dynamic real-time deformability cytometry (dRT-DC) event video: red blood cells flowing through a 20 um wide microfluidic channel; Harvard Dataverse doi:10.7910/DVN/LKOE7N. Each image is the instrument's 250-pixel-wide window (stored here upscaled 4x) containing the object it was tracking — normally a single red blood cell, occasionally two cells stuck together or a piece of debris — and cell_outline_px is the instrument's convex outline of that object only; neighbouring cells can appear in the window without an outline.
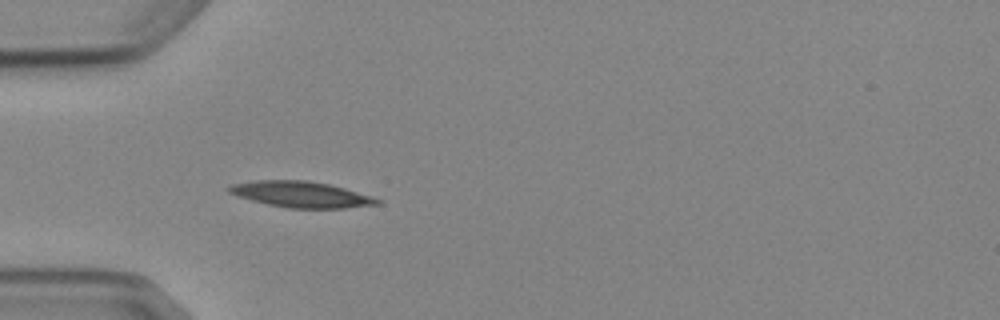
{"species": "Egyptian fruit bat (a non-hibernating species)", "species_latin": "Rousettus aegyptiacus", "temperature_condition": "cold", "stored_images_in_passage": 5, "camera_frame_rate_fps": 3000, "um_per_image_px": 0.085, "animal": {"sex": "female"}, "frame": {"image": 1, "passage_image": 5, "time_ms": 4.333, "image_size_px": [1000, 320], "cell_outline_px": [[384, 200], [380, 204], [344, 208], [288, 208], [268, 204], [236, 196], [228, 192], [228, 188], [232, 184], [256, 180], [308, 180], [328, 184], [344, 188], [372, 196]], "centroid_in_image_um": [25.62, 16.52], "position_along_channel_um": 59.4, "area_um2": 22.43}}